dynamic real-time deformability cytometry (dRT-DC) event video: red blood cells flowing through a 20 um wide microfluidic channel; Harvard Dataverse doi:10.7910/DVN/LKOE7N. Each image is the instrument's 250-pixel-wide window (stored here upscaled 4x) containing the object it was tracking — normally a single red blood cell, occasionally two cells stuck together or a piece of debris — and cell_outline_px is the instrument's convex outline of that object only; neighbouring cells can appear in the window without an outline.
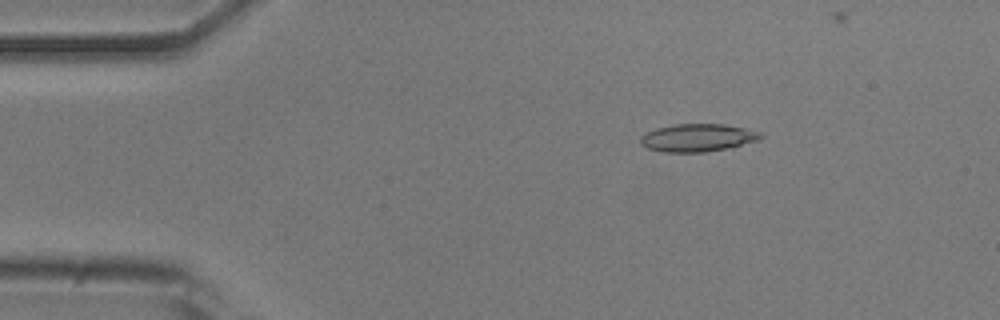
{"species": "common noctule bat (a hibernating species)", "species_latin": "Nyctalus noctula", "temperature_condition": "room temperature", "stored_images_in_passage": 15, "camera_frame_rate_fps": 3000, "um_per_image_px": 0.085, "animal": {"sex": "male", "body_mass_g": 20.5, "forearm_length_mm": 52.5}, "frame": {"image": 1, "passage_image": 6, "time_ms": 1.667, "image_size_px": [1000, 320], "cell_outline_px": [[764, 136], [756, 140], [732, 148], [704, 152], [664, 152], [648, 148], [640, 144], [640, 136], [644, 132], [656, 128], [676, 124], [724, 124], [744, 128], [760, 132]], "centroid_in_image_um": [59.27, 11.71], "position_along_channel_um": 25.7, "area_um2": 19.54}}
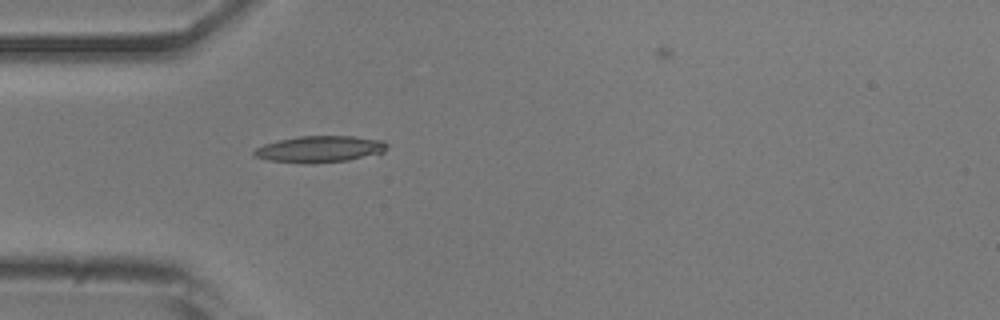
{"frame": {"image": 2, "passage_image": 13, "time_ms": 4.0, "image_size_px": [1000, 320], "cell_outline_px": [[388, 148], [380, 156], [348, 160], [268, 160], [256, 156], [252, 152], [256, 148], [264, 144], [280, 140], [300, 136], [352, 136], [384, 140], [388, 144]], "centroid_in_image_um": [27.36, 12.62], "position_along_channel_um": 57.6, "area_um2": 19.71}}